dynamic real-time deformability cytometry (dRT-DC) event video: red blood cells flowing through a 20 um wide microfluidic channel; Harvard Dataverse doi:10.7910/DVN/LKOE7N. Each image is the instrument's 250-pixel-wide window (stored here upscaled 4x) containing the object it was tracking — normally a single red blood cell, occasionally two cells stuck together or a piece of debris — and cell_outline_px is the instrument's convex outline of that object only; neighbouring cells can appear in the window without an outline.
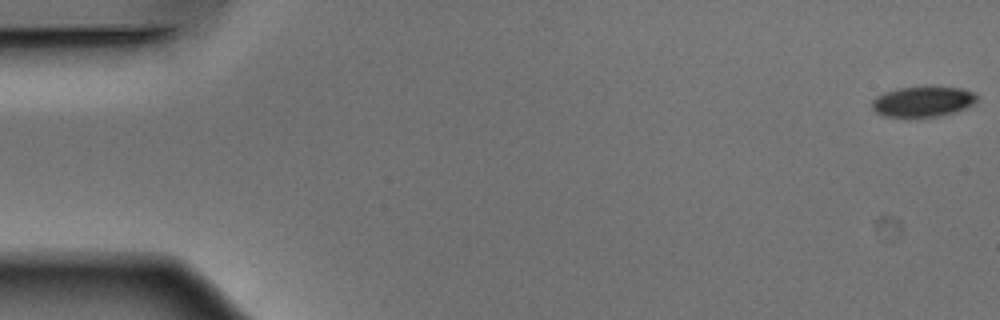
{"species": "Egyptian fruit bat (a non-hibernating species)", "species_latin": "Rousettus aegyptiacus", "temperature_condition": "warm", "stored_images_in_passage": 16, "camera_frame_rate_fps": 3000, "um_per_image_px": 0.085, "animal": {"sex": "male"}, "frame": {"image": 1, "passage_image": 1, "time_ms": 0.0, "image_size_px": [1000, 320], "cell_outline_px": [[980, 96], [972, 104], [964, 108], [952, 112], [936, 116], [916, 120], [884, 116], [876, 112], [872, 108], [872, 100], [876, 96], [884, 92], [900, 88], [924, 84], [964, 88], [976, 92]], "centroid_in_image_um": [78.44, 8.62], "position_along_channel_um": 6.6, "area_um2": 19.77}}
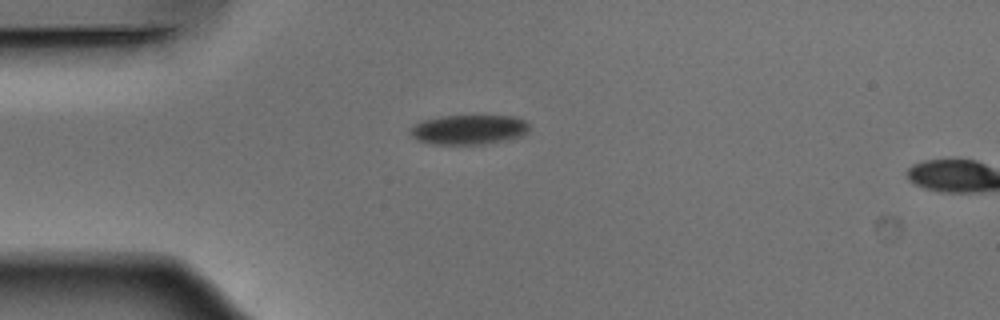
{"frame": {"image": 2, "passage_image": 14, "time_ms": 4.333, "image_size_px": [1000, 320], "cell_outline_px": [[528, 132], [520, 136], [504, 140], [484, 144], [432, 144], [416, 140], [408, 132], [408, 128], [424, 120], [444, 116], [512, 116], [524, 120], [528, 124]], "centroid_in_image_um": [39.8, 11.02], "position_along_channel_um": 45.2, "area_um2": 20.46}}